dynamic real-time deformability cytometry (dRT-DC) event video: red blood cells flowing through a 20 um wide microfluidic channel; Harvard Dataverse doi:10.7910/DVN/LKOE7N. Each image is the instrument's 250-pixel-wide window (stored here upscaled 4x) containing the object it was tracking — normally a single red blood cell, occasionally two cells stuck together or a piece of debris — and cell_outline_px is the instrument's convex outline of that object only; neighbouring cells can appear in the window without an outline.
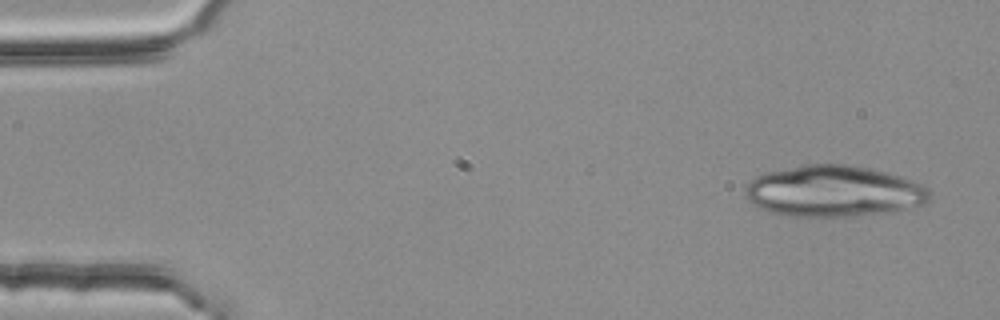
{"species": "common noctule bat (a hibernating species)", "species_latin": "Nyctalus noctula", "temperature_condition": "room temperature", "stored_images_in_passage": 3, "camera_frame_rate_fps": 3000, "um_per_image_px": 0.085, "animal": {"sex": "female", "body_mass_g": 25.1}, "frame": {"image": 1, "passage_image": 1, "time_ms": 0.0, "image_size_px": [1000, 320], "cell_outline_px": [[932, 196], [924, 204], [884, 212], [852, 216], [788, 216], [768, 212], [752, 204], [744, 196], [744, 188], [756, 176], [768, 172], [808, 164], [848, 164], [872, 168], [904, 176], [924, 184], [928, 188]], "centroid_in_image_um": [70.88, 16.24], "position_along_channel_um": 14.1, "area_um2": 55.26}}